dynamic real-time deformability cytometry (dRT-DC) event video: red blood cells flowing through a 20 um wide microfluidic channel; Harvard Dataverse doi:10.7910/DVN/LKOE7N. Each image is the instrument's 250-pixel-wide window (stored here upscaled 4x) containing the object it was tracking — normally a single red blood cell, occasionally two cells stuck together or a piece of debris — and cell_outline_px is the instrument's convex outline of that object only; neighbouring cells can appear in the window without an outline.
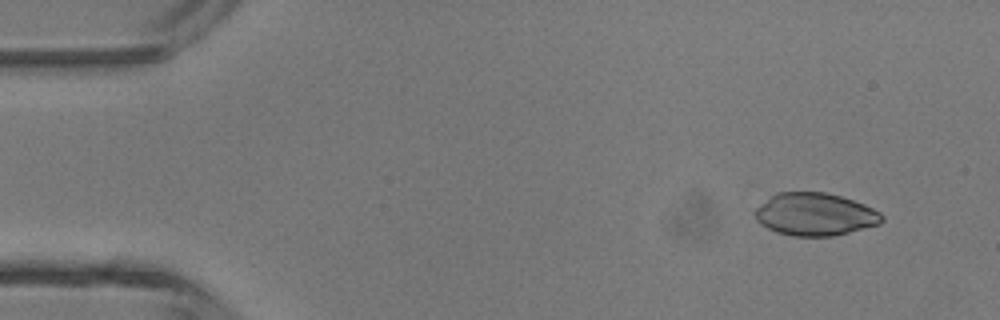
{"species": "common noctule bat (a hibernating species)", "species_latin": "Nyctalus noctula", "temperature_condition": "room temperature", "stored_images_in_passage": 4, "camera_frame_rate_fps": 3000, "um_per_image_px": 0.085, "animal": {"sex": "male", "body_mass_g": 13.3}, "frame": {"image": 1, "passage_image": 1, "time_ms": 0.0, "image_size_px": [1000, 320], "cell_outline_px": [[884, 220], [880, 224], [832, 236], [792, 236], [776, 232], [760, 224], [756, 220], [756, 208], [776, 192], [824, 192], [840, 196], [864, 204], [880, 212], [884, 216]], "centroid_in_image_um": [69.28, 18.22], "position_along_channel_um": 15.7, "area_um2": 31.39}}